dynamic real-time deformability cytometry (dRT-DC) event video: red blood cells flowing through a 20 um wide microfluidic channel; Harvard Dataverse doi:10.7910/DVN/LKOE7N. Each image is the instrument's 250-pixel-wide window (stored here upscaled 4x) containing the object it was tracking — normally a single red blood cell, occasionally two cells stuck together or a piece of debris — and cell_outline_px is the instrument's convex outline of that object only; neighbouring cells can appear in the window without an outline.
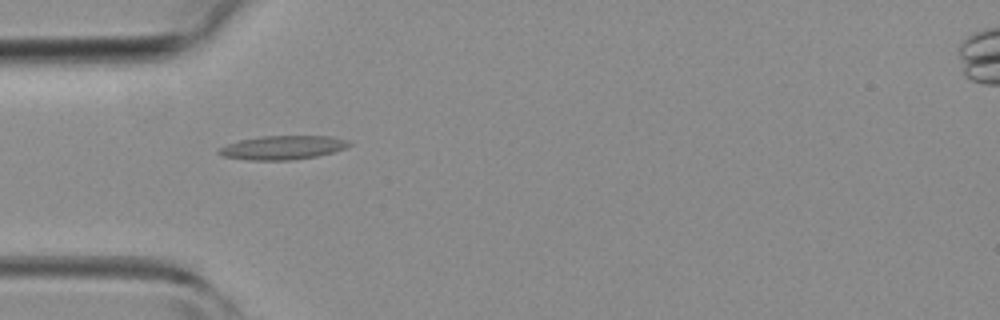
{"species": "common noctule bat (a hibernating species)", "species_latin": "Nyctalus noctula", "temperature_condition": "room temperature", "stored_images_in_passage": 32, "camera_frame_rate_fps": 3000, "um_per_image_px": 0.085, "animal": {"sex": "female", "body_mass_g": 19.3, "forearm_length_mm": 54.1}, "frame": {"image": 1, "passage_image": 1, "time_ms": 0.0, "image_size_px": [1000, 320], "cell_outline_px": [[352, 144], [344, 148], [332, 152], [316, 156], [292, 160], [248, 160], [224, 156], [216, 152], [220, 148], [228, 144], [240, 140], [260, 136], [328, 136], [352, 140]], "centroid_in_image_um": [24.06, 12.54], "position_along_channel_um": 60.9, "area_um2": 18.03}}
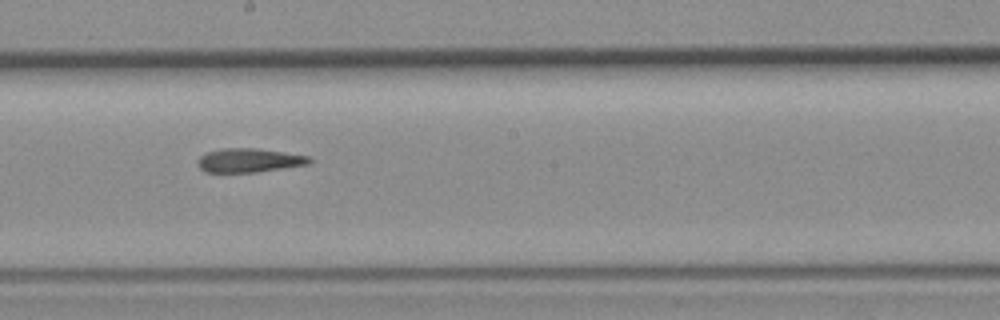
{"frame": {"image": 2, "passage_image": 12, "time_ms": 3.667, "image_size_px": [1000, 320], "cell_outline_px": [[312, 160], [308, 164], [256, 172], [204, 172], [200, 168], [200, 156], [208, 152], [224, 148], [256, 148], [308, 156]], "centroid_in_image_um": [21.18, 13.63], "position_along_channel_um": 227.0, "area_um2": 15.2}}
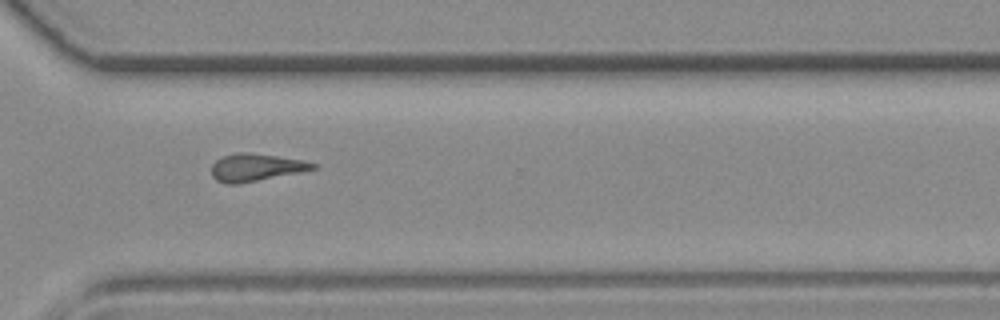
{"frame": {"image": 3, "passage_image": 20, "time_ms": 6.333, "image_size_px": [1000, 320], "cell_outline_px": [[316, 168], [300, 172], [240, 184], [228, 184], [216, 180], [212, 176], [212, 164], [216, 160], [224, 156], [240, 152], [248, 152], [304, 160], [316, 164]], "centroid_in_image_um": [21.73, 14.24], "position_along_channel_um": 348.9, "area_um2": 16.13}}